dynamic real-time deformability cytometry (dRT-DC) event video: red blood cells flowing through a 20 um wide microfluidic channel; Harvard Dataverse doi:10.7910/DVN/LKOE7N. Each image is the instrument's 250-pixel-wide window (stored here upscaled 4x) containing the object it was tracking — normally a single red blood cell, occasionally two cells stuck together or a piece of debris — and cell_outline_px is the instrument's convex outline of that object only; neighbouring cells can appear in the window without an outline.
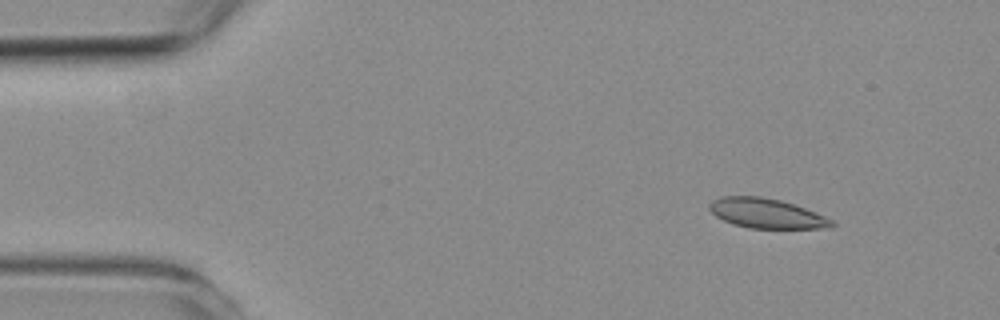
{"species": "common noctule bat (a hibernating species)", "species_latin": "Nyctalus noctula", "temperature_condition": "room temperature", "stored_images_in_passage": 5, "camera_frame_rate_fps": 3000, "um_per_image_px": 0.085, "animal": {"sex": "female", "body_mass_g": 19.3, "forearm_length_mm": 54.1}, "frame": {"image": 1, "passage_image": 1, "time_ms": 0.0, "image_size_px": [1000, 320], "cell_outline_px": [[836, 224], [832, 228], [748, 228], [732, 224], [716, 216], [708, 208], [708, 204], [712, 200], [720, 196], [760, 196], [780, 200], [804, 208], [824, 216], [832, 220]], "centroid_in_image_um": [65.12, 18.14], "position_along_channel_um": 19.9, "area_um2": 21.15}}
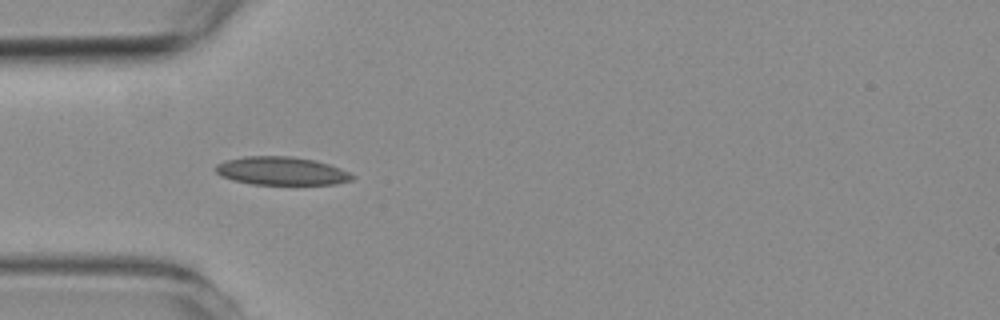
{"frame": {"image": 2, "passage_image": 4, "time_ms": 3.333, "image_size_px": [1000, 320], "cell_outline_px": [[356, 176], [352, 180], [336, 184], [252, 184], [232, 180], [220, 176], [212, 168], [216, 164], [224, 160], [244, 156], [292, 156], [316, 160], [340, 168]], "centroid_in_image_um": [23.88, 14.52], "position_along_channel_um": 61.1, "area_um2": 22.72}}
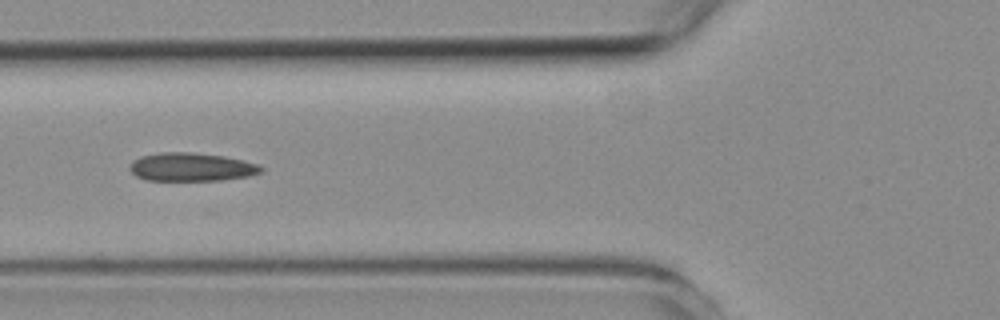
{"frame": {"image": 3, "passage_image": 5, "time_ms": 4.667, "image_size_px": [1000, 320], "cell_outline_px": [[264, 172], [248, 176], [220, 180], [144, 180], [136, 176], [128, 168], [132, 160], [140, 156], [164, 152], [192, 152], [224, 156], [244, 160], [260, 164], [264, 168]], "centroid_in_image_um": [16.29, 14.19], "position_along_channel_um": 109.5, "area_um2": 21.91}}